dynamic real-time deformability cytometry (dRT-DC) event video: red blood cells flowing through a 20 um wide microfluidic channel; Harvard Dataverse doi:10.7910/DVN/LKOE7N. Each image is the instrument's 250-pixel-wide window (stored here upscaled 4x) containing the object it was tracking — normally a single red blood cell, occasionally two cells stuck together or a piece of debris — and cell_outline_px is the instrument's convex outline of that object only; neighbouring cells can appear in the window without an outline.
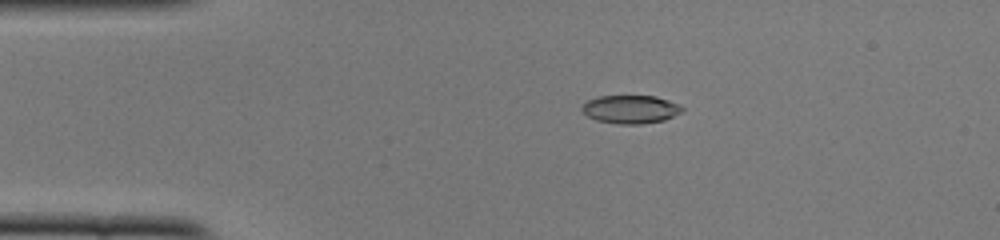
{"species": "common noctule bat (a hibernating species)", "species_latin": "Nyctalus noctula", "temperature_condition": "cold", "stored_images_in_passage": 51, "camera_frame_rate_fps": 3000, "um_per_image_px": 0.085, "animal": {"sex": "female", "body_mass_g": 22.0, "forearm_length_mm": 56.7}, "frame": {"image": 1, "passage_image": 10, "time_ms": 3.0, "image_size_px": [1000, 240], "cell_outline_px": [[684, 112], [664, 120], [640, 124], [620, 124], [596, 120], [588, 116], [580, 108], [588, 100], [600, 96], [656, 96], [668, 100], [684, 108]], "centroid_in_image_um": [53.62, 9.29], "position_along_channel_um": 31.4, "area_um2": 16.42}}
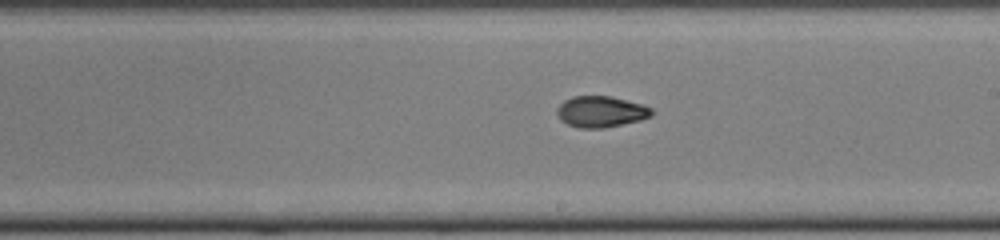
{"frame": {"image": 2, "passage_image": 29, "time_ms": 9.333, "image_size_px": [1000, 240], "cell_outline_px": [[652, 116], [640, 120], [604, 128], [580, 128], [568, 124], [560, 120], [556, 112], [556, 108], [564, 100], [572, 96], [612, 96], [644, 104], [652, 108]], "centroid_in_image_um": [51.08, 9.48], "position_along_channel_um": 237.9, "area_um2": 17.34}}
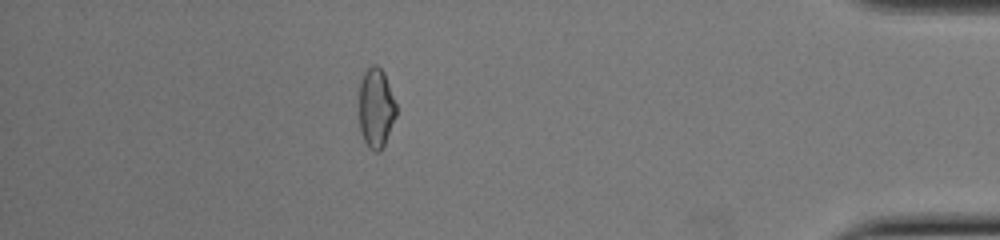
{"frame": {"image": 3, "passage_image": 45, "time_ms": 14.667, "image_size_px": [1000, 240], "cell_outline_px": [[396, 116], [384, 144], [380, 152], [376, 152], [368, 148], [360, 132], [356, 104], [360, 80], [364, 72], [372, 64], [376, 64], [384, 72], [396, 104]], "centroid_in_image_um": [31.9, 9.17], "position_along_channel_um": 403.3, "area_um2": 17.92}, "authors_computed_cell_mechanics": {"area_um2": 17.2822, "velocity_mm_per_s": 3.9428, "shape_relaxation_time_tau1_ms": 5.216, "shape_relaxation_time_tau2_ms": 2.3823, "deformation_change_tau1": 0.1487, "deformation_change_tau2": 0.0656}}